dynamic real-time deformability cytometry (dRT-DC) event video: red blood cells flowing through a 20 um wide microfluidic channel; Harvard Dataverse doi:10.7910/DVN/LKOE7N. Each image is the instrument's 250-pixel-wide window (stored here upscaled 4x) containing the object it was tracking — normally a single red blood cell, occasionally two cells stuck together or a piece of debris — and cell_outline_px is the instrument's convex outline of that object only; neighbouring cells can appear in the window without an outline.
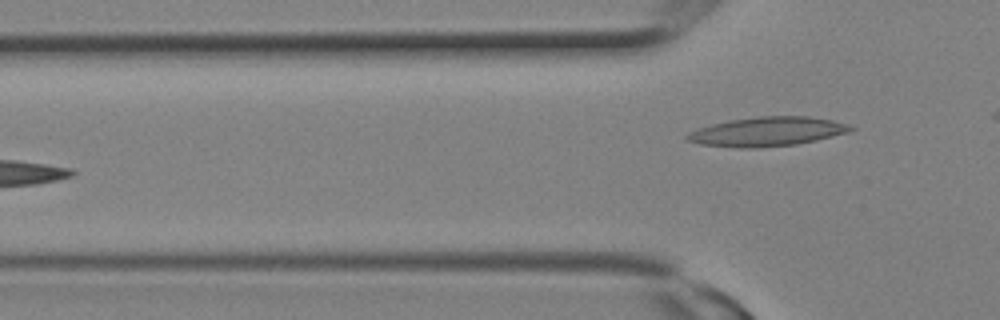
{"species": "Egyptian fruit bat (a non-hibernating species)", "species_latin": "Rousettus aegyptiacus", "temperature_condition": "room temperature", "stored_images_in_passage": 11, "segment_of_instrument_passage": [2, 2], "camera_frame_rate_fps": 3000, "um_per_image_px": 0.085, "animal": {"sex": "female"}, "frame": {"image": 1, "passage_image": 11, "time_ms": 3.333, "image_size_px": [1000, 320], "cell_outline_px": [[856, 128], [848, 132], [816, 140], [796, 144], [756, 148], [740, 148], [700, 144], [688, 140], [684, 136], [688, 132], [696, 128], [712, 124], [732, 120], [760, 116], [808, 116], [832, 120], [848, 124]], "centroid_in_image_um": [65.2, 11.19], "position_along_channel_um": 60.6, "area_um2": 27.74}}